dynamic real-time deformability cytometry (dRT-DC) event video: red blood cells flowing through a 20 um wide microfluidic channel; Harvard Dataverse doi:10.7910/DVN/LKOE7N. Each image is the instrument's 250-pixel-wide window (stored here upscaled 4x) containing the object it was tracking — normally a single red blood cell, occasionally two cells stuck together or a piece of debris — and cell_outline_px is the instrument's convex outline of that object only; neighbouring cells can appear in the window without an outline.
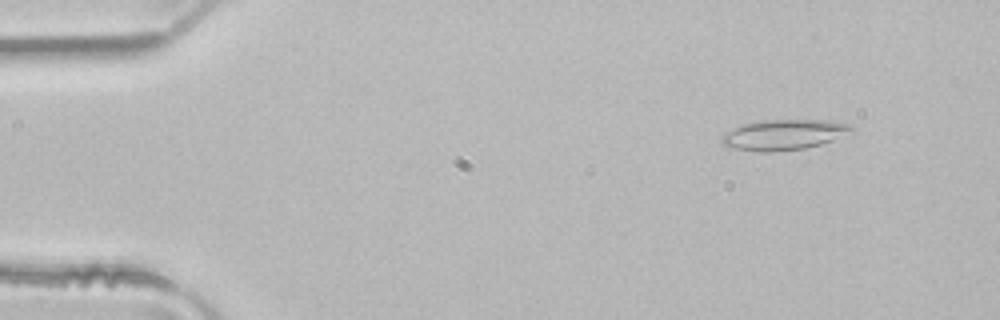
{"species": "common noctule bat (a hibernating species)", "species_latin": "Nyctalus noctula", "temperature_condition": "room temperature", "stored_images_in_passage": 3, "camera_frame_rate_fps": 3000, "um_per_image_px": 0.085, "animal": {"sex": "male", "body_mass_g": 21.5, "forearm_length_mm": 52.0}, "frame": {"image": 1, "passage_image": 1, "time_ms": 0.0, "image_size_px": [1000, 320], "cell_outline_px": [[856, 132], [820, 144], [804, 148], [768, 152], [760, 152], [736, 148], [724, 144], [720, 140], [720, 136], [724, 132], [744, 124], [756, 120], [828, 120], [848, 124], [856, 128]], "centroid_in_image_um": [66.66, 11.43], "position_along_channel_um": 18.3, "area_um2": 23.06}}